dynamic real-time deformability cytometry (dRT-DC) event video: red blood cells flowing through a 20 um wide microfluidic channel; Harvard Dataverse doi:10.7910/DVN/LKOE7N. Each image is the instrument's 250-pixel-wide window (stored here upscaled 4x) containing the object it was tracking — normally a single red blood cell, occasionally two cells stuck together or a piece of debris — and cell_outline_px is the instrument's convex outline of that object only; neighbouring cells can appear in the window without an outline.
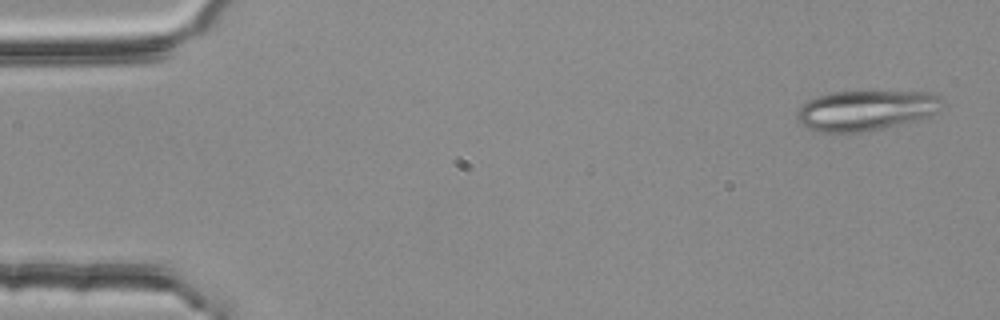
{"species": "common noctule bat (a hibernating species)", "species_latin": "Nyctalus noctula", "temperature_condition": "room temperature", "stored_images_in_passage": 53, "camera_frame_rate_fps": 3000, "um_per_image_px": 0.085, "animal": {"sex": "female", "body_mass_g": 25.1}, "frame": {"image": 1, "passage_image": 2, "time_ms": 0.333, "image_size_px": [1000, 320], "cell_outline_px": [[944, 104], [940, 112], [920, 120], [860, 132], [820, 132], [808, 128], [800, 124], [796, 116], [796, 112], [808, 100], [816, 96], [832, 92], [936, 92], [944, 100]], "centroid_in_image_um": [73.67, 9.37], "position_along_channel_um": 11.3, "area_um2": 34.28}}
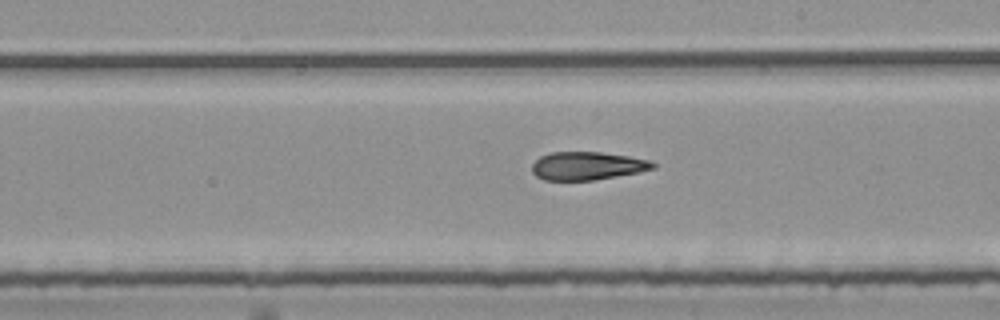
{"frame": {"image": 2, "passage_image": 30, "time_ms": 9.667, "image_size_px": [1000, 320], "cell_outline_px": [[656, 168], [640, 172], [592, 180], [544, 180], [536, 176], [532, 172], [532, 164], [540, 156], [552, 152], [600, 152], [628, 156], [648, 160], [656, 164]], "centroid_in_image_um": [49.91, 14.1], "position_along_channel_um": 239.1, "area_um2": 19.77}}
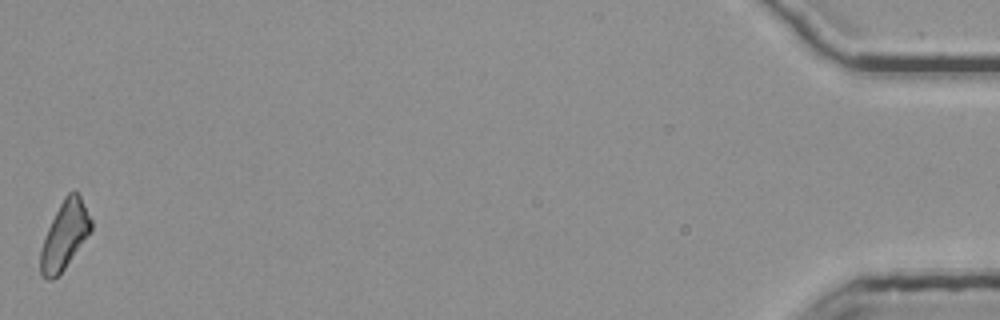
{"frame": {"image": 3, "passage_image": 53, "time_ms": 17.333, "image_size_px": [1000, 320], "cell_outline_px": [[92, 228], [64, 268], [52, 280], [48, 280], [40, 272], [40, 248], [44, 236], [64, 196], [68, 192], [76, 192], [80, 196], [92, 220]], "centroid_in_image_um": [5.47, 19.99], "position_along_channel_um": 429.7, "area_um2": 19.42}, "authors_computed_cell_mechanics": {"area_um2": 20.7502, "velocity_mm_per_s": 3.7855, "shape_relaxation_time_tau1_ms": null, "shape_relaxation_time_tau2_ms": 5.1288, "deformation_change_tau1": null, "deformation_change_tau2": 0.1715}}